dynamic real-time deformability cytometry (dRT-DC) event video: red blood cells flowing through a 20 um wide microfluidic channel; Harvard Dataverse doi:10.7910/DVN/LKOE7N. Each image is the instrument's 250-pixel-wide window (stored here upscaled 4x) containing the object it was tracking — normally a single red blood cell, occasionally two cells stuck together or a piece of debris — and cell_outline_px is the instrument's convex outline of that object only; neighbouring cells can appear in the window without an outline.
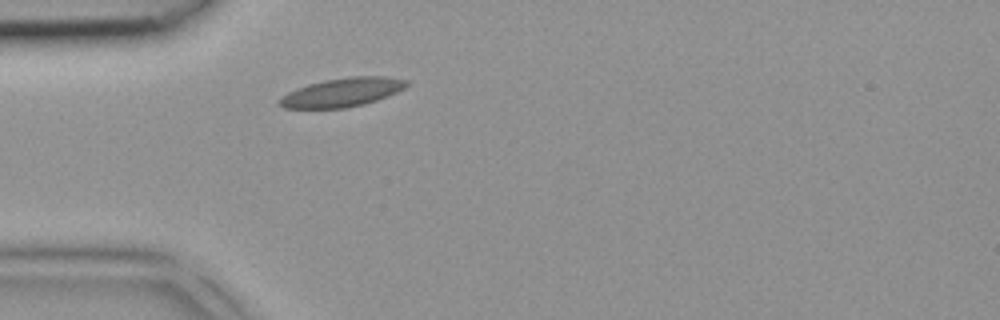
{"species": "common noctule bat (a hibernating species)", "species_latin": "Nyctalus noctula", "temperature_condition": "room temperature", "stored_images_in_passage": 1, "camera_frame_rate_fps": 3000, "um_per_image_px": 0.085, "animal": {"sex": "female", "body_mass_g": 18.4}, "frame": {"image": 1, "passage_image": 1, "time_ms": 0.0, "image_size_px": [1000, 320], "cell_outline_px": [[408, 84], [404, 88], [388, 96], [364, 104], [344, 108], [284, 108], [276, 104], [276, 100], [280, 96], [296, 88], [308, 84], [324, 80], [348, 76], [388, 76], [408, 80]], "centroid_in_image_um": [29.04, 7.84], "position_along_channel_um": 56.0, "area_um2": 21.56}}